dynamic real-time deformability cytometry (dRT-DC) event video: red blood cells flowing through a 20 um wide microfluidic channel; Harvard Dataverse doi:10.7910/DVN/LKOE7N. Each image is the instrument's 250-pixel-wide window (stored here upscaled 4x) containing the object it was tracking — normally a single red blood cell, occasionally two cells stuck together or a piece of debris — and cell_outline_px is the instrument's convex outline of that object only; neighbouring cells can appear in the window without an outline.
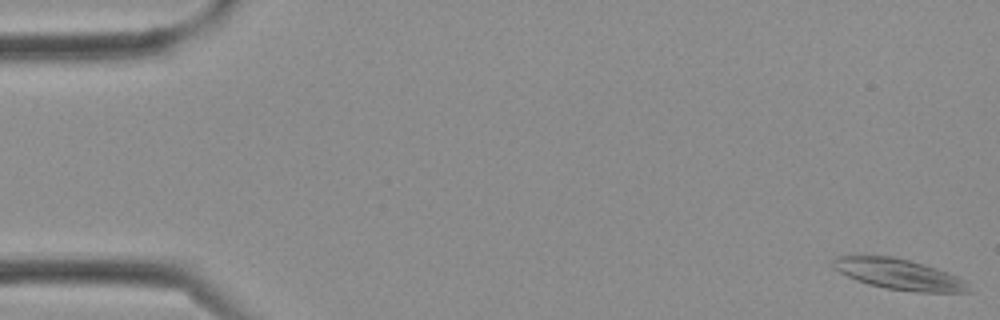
{"species": "Egyptian fruit bat (a non-hibernating species)", "species_latin": "Rousettus aegyptiacus", "temperature_condition": "cold", "stored_images_in_passage": 6, "camera_frame_rate_fps": 3000, "um_per_image_px": 0.085, "frame": {"image": 1, "passage_image": 1, "time_ms": 0.0, "image_size_px": [1000, 320], "cell_outline_px": [[972, 292], [916, 292], [888, 288], [868, 284], [856, 280], [832, 268], [832, 260], [836, 256], [892, 256], [908, 260], [936, 268], [948, 272], [964, 280]], "centroid_in_image_um": [76.39, 23.31], "position_along_channel_um": 8.6, "area_um2": 23.99}}